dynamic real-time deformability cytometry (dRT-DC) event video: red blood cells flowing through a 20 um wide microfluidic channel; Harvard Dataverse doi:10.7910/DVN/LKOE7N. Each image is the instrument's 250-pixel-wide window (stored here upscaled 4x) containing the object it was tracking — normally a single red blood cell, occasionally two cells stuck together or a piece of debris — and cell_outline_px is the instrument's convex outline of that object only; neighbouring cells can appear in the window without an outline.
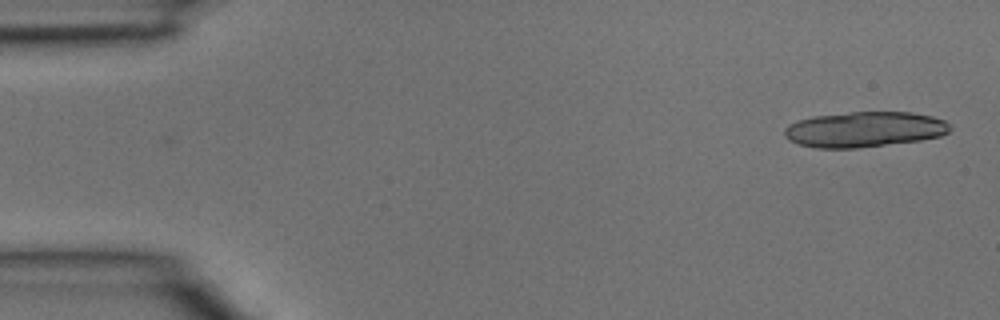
{"species": "common noctule bat (a hibernating species)", "species_latin": "Nyctalus noctula", "temperature_condition": "room temperature", "stored_images_in_passage": 13, "camera_frame_rate_fps": 3000, "um_per_image_px": 0.085, "animal": {"sex": "male", "body_mass_g": 15.6}, "frame": {"image": 1, "passage_image": 1, "time_ms": 0.0, "image_size_px": [1000, 320], "cell_outline_px": [[952, 128], [948, 132], [940, 136], [920, 140], [856, 148], [816, 148], [800, 144], [788, 140], [784, 136], [784, 128], [788, 124], [812, 116], [848, 112], [912, 112], [932, 116], [944, 120]], "centroid_in_image_um": [73.46, 10.99], "position_along_channel_um": 11.5, "area_um2": 34.22}}